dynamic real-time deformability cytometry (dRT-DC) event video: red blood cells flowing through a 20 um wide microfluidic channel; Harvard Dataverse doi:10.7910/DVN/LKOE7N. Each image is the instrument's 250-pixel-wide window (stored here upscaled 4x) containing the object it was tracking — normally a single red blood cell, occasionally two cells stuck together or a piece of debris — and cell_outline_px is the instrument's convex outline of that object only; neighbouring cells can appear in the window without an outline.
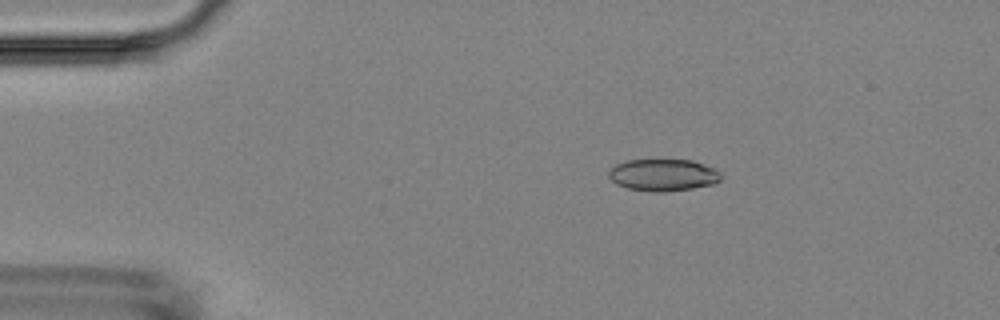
{"species": "Egyptian fruit bat (a non-hibernating species)", "species_latin": "Rousettus aegyptiacus", "temperature_condition": "room temperature", "stored_images_in_passage": 4, "camera_frame_rate_fps": 3000, "um_per_image_px": 0.085, "animal": {"sex": "female"}, "frame": {"image": 1, "passage_image": 3, "time_ms": 2.333, "image_size_px": [1000, 320], "cell_outline_px": [[720, 180], [712, 184], [692, 188], [664, 192], [656, 192], [628, 188], [616, 184], [608, 176], [608, 172], [616, 164], [628, 160], [692, 160], [716, 168], [720, 172]], "centroid_in_image_um": [56.37, 14.87], "position_along_channel_um": 28.6, "area_um2": 20.81}}